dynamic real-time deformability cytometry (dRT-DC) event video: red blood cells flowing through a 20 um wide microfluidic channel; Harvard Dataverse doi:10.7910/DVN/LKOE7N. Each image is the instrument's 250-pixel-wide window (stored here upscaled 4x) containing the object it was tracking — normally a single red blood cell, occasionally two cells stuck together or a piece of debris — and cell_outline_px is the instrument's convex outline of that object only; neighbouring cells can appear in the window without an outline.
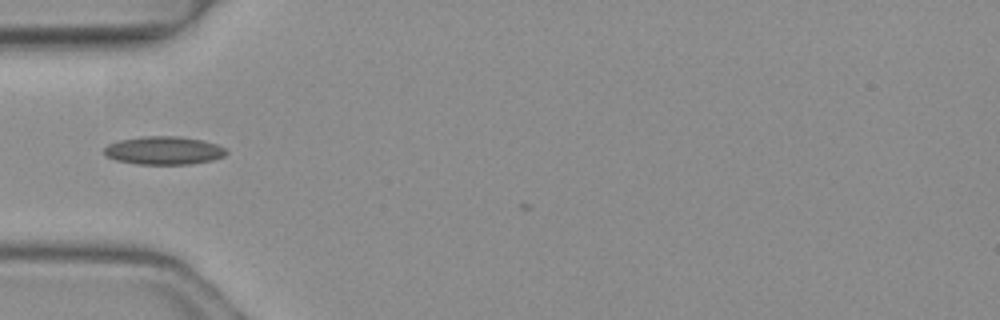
{"species": "common noctule bat (a hibernating species)", "species_latin": "Nyctalus noctula", "temperature_condition": "warm", "stored_images_in_passage": 6, "camera_frame_rate_fps": 3000, "um_per_image_px": 0.085, "animal": {"sex": "female", "body_mass_g": 19.3, "forearm_length_mm": 54.1}, "frame": {"image": 1, "passage_image": 5, "time_ms": 1.333, "image_size_px": [1000, 320], "cell_outline_px": [[228, 152], [224, 156], [212, 160], [192, 164], [136, 164], [116, 160], [104, 156], [104, 148], [108, 144], [120, 140], [140, 136], [180, 136], [200, 140], [216, 144], [224, 148]], "centroid_in_image_um": [13.89, 12.79], "position_along_channel_um": 71.1, "area_um2": 20.11}}